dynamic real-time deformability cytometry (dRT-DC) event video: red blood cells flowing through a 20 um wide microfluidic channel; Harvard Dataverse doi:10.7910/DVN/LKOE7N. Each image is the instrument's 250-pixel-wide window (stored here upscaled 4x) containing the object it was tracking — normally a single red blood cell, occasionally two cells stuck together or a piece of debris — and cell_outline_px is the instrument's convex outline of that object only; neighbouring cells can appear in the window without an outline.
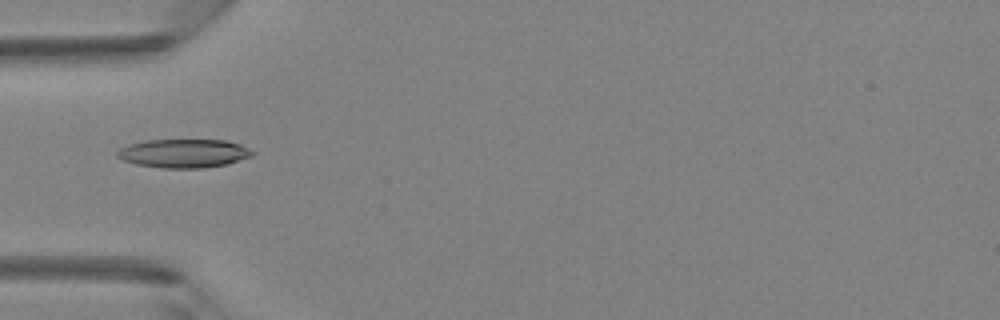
{"species": "Egyptian fruit bat (a non-hibernating species)", "species_latin": "Rousettus aegyptiacus", "temperature_condition": "room temperature", "stored_images_in_passage": 34, "camera_frame_rate_fps": 3000, "um_per_image_px": 0.085, "animal": {"sex": "female"}, "frame": {"image": 1, "passage_image": 1, "time_ms": 0.0, "image_size_px": [1000, 320], "cell_outline_px": [[256, 152], [252, 156], [228, 164], [204, 168], [164, 168], [136, 164], [120, 160], [116, 156], [116, 152], [120, 148], [128, 144], [144, 140], [224, 140], [240, 144]], "centroid_in_image_um": [15.6, 13.04], "position_along_channel_um": 69.4, "area_um2": 22.77}}
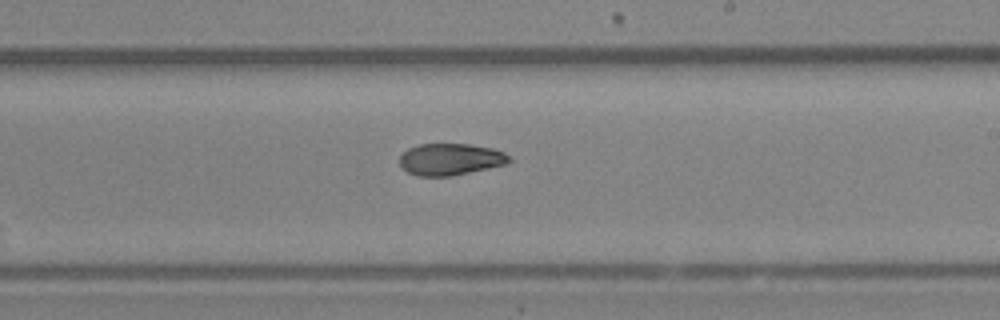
{"frame": {"image": 2, "passage_image": 14, "time_ms": 4.333, "image_size_px": [1000, 320], "cell_outline_px": [[512, 160], [504, 164], [488, 168], [448, 176], [416, 176], [408, 172], [400, 164], [400, 156], [408, 148], [420, 144], [468, 144], [492, 148], [504, 152]], "centroid_in_image_um": [38.26, 13.53], "position_along_channel_um": 250.7, "area_um2": 20.0}}
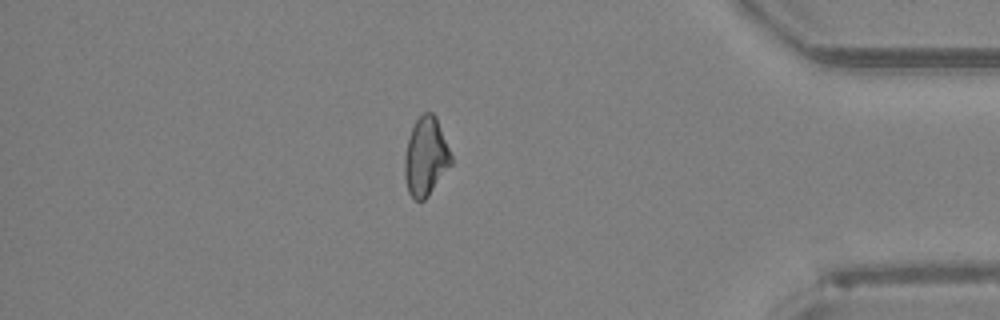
{"frame": {"image": 3, "passage_image": 27, "time_ms": 8.667, "image_size_px": [1000, 320], "cell_outline_px": [[452, 164], [428, 196], [424, 200], [416, 200], [408, 192], [404, 176], [404, 156], [408, 140], [412, 128], [416, 120], [424, 112], [432, 112], [436, 116], [452, 156]], "centroid_in_image_um": [36.19, 13.32], "position_along_channel_um": 399.0, "area_um2": 21.21}, "authors_computed_cell_mechanics": {"area_um2": 21.2126, "velocity_mm_per_s": 4.2018, "shape_relaxation_time_tau1_ms": null, "shape_relaxation_time_tau2_ms": 5.4891, "deformation_change_tau1": null, "deformation_change_tau2": 0.1148}}